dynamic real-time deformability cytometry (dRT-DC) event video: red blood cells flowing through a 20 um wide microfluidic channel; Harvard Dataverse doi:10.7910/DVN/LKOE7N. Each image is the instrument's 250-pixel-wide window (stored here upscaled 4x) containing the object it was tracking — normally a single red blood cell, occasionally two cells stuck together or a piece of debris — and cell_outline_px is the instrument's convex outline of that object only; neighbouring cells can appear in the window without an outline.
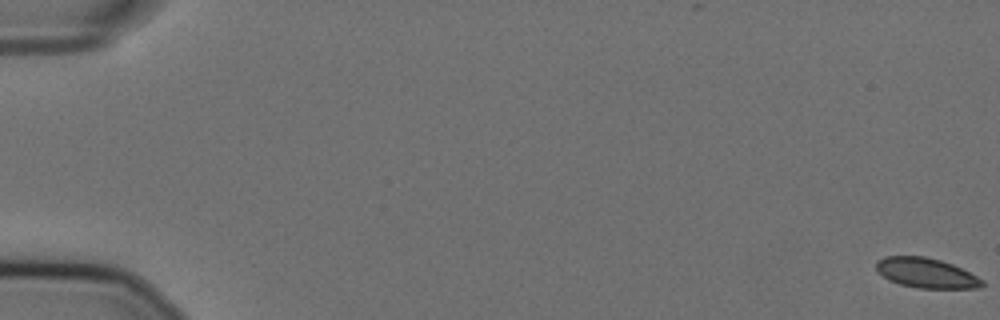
{"species": "Egyptian fruit bat (a non-hibernating species)", "species_latin": "Rousettus aegyptiacus", "temperature_condition": "cold", "stored_images_in_passage": 9, "camera_frame_rate_fps": 3000, "um_per_image_px": 0.085, "animal": {"sex": "female"}, "frame": {"image": 1, "passage_image": 1, "time_ms": 0.0, "image_size_px": [1000, 320], "cell_outline_px": [[984, 284], [980, 288], [920, 288], [900, 284], [888, 280], [876, 268], [876, 260], [884, 256], [924, 256], [940, 260], [952, 264], [984, 280]], "centroid_in_image_um": [78.72, 23.2], "position_along_channel_um": 6.3, "area_um2": 18.32}}